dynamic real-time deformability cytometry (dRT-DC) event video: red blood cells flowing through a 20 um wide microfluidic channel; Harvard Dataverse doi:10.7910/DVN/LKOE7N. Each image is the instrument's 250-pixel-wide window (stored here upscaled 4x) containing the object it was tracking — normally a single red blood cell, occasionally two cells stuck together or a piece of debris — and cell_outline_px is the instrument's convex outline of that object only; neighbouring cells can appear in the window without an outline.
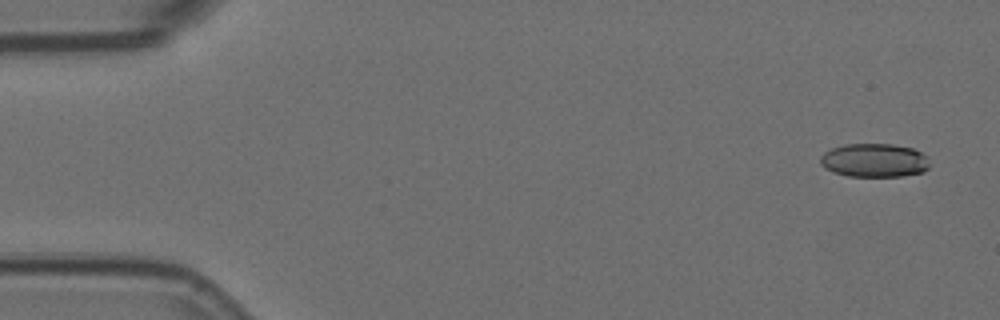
{"species": "Egyptian fruit bat (a non-hibernating species)", "species_latin": "Rousettus aegyptiacus", "temperature_condition": "room temperature", "stored_images_in_passage": 4, "camera_frame_rate_fps": 3000, "um_per_image_px": 0.085, "animal": {"sex": "female"}, "frame": {"image": 1, "passage_image": 1, "time_ms": 0.0, "image_size_px": [1000, 320], "cell_outline_px": [[928, 168], [924, 172], [904, 176], [848, 176], [832, 172], [824, 168], [820, 164], [820, 156], [824, 152], [832, 148], [844, 144], [892, 144], [912, 148], [928, 156]], "centroid_in_image_um": [74.3, 13.63], "position_along_channel_um": 10.7, "area_um2": 21.62}}
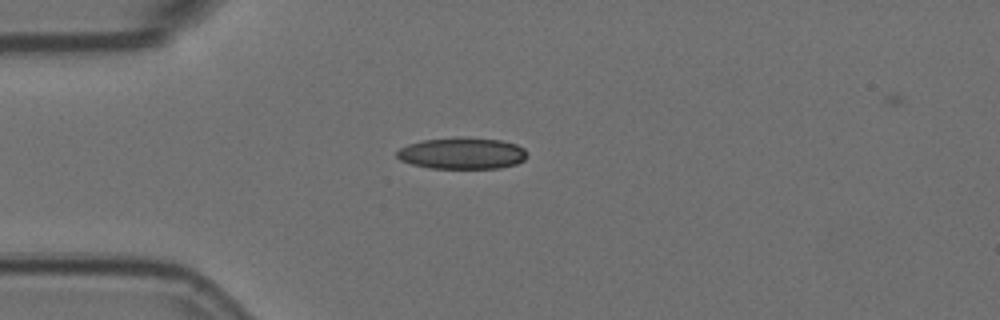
{"frame": {"image": 2, "passage_image": 4, "time_ms": 1.0, "image_size_px": [1000, 320], "cell_outline_px": [[528, 156], [524, 160], [516, 164], [500, 168], [428, 168], [412, 164], [400, 160], [396, 156], [396, 152], [400, 148], [408, 144], [420, 140], [460, 136], [500, 140], [516, 144], [524, 148]], "centroid_in_image_um": [39.27, 13.02], "position_along_channel_um": 45.7, "area_um2": 24.22}}